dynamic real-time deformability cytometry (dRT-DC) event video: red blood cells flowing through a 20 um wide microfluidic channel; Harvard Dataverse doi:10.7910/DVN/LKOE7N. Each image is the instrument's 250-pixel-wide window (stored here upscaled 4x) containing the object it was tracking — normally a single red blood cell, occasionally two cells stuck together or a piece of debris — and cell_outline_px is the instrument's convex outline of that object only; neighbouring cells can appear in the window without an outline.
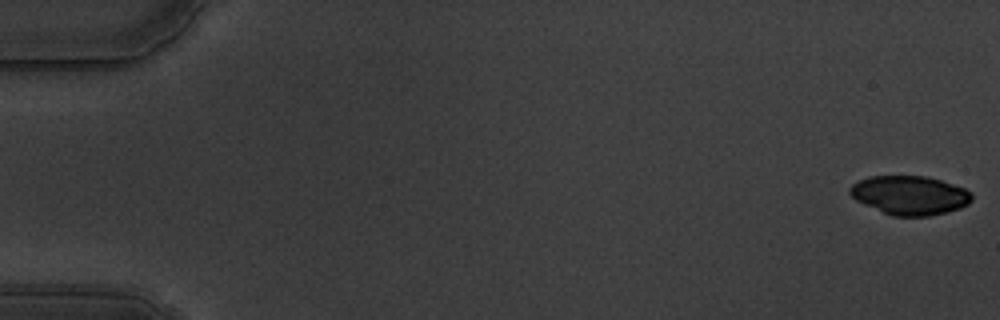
{"species": "common noctule bat (a hibernating species)", "species_latin": "Nyctalus noctula", "temperature_condition": "warm", "stored_images_in_passage": 17, "camera_frame_rate_fps": 3000, "um_per_image_px": 0.085, "animal": {"sex": "male", "body_mass_g": 19.5, "forearm_length_mm": 54.6}, "frame": {"image": 1, "passage_image": 1, "time_ms": 0.0, "image_size_px": [1000, 320], "cell_outline_px": [[972, 200], [968, 204], [960, 208], [928, 216], [892, 216], [856, 200], [848, 192], [848, 188], [852, 184], [868, 176], [924, 176], [940, 180], [964, 188], [972, 192]], "centroid_in_image_um": [77.32, 16.59], "position_along_channel_um": 7.7, "area_um2": 27.51}}
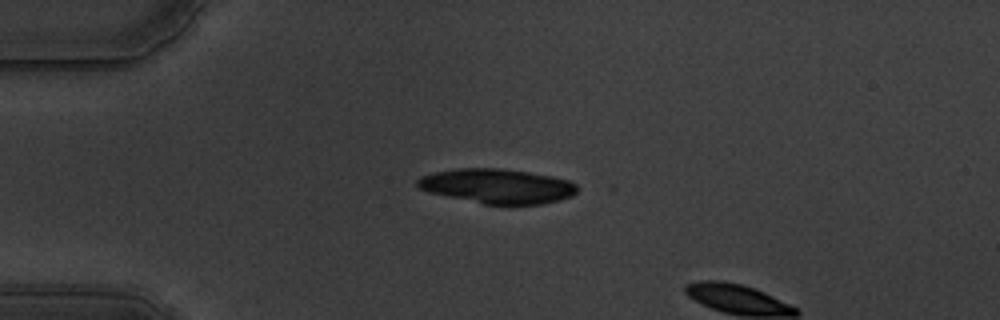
{"frame": {"image": 2, "passage_image": 15, "time_ms": 4.667, "image_size_px": [1000, 320], "cell_outline_px": [[576, 192], [572, 196], [540, 204], [484, 204], [428, 192], [420, 188], [416, 184], [416, 180], [420, 176], [432, 172], [456, 168], [500, 168], [528, 172], [552, 176], [568, 180], [576, 184]], "centroid_in_image_um": [42.22, 15.8], "position_along_channel_um": 42.8, "area_um2": 32.08}}